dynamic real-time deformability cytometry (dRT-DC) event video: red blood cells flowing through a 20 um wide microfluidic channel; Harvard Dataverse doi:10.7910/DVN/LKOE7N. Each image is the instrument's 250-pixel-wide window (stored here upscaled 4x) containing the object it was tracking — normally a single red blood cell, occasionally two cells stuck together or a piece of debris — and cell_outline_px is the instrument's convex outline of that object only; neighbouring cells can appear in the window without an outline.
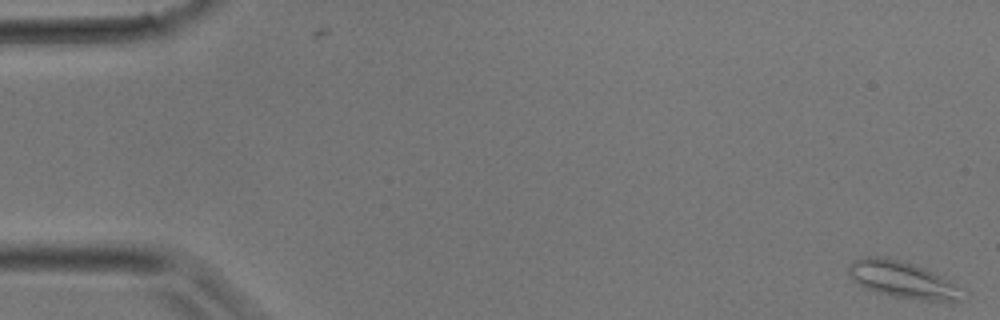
{"species": "common noctule bat (a hibernating species)", "species_latin": "Nyctalus noctula", "temperature_condition": "room temperature", "stored_images_in_passage": 36, "camera_frame_rate_fps": 3000, "um_per_image_px": 0.085, "animal": {"sex": "male", "body_mass_g": 17.9}, "frame": {"image": 1, "passage_image": 1, "time_ms": 0.0, "image_size_px": [1000, 320], "cell_outline_px": [[960, 300], [920, 300], [892, 296], [868, 288], [860, 284], [848, 272], [848, 264], [852, 260], [868, 256], [884, 256], [900, 260], [924, 268], [948, 280], [956, 288], [960, 296]], "centroid_in_image_um": [76.61, 23.73], "position_along_channel_um": 8.4, "area_um2": 23.29}}
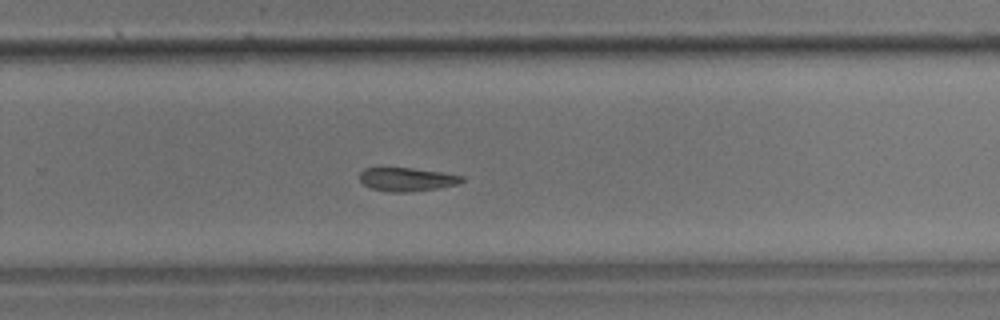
{"frame": {"image": 2, "passage_image": 24, "time_ms": 7.667, "image_size_px": [1000, 320], "cell_outline_px": [[464, 180], [456, 184], [436, 188], [408, 192], [392, 192], [372, 188], [364, 184], [360, 180], [360, 172], [364, 168], [412, 168], [444, 172], [464, 176]], "centroid_in_image_um": [34.6, 15.23], "position_along_channel_um": 295.2, "area_um2": 13.87}}
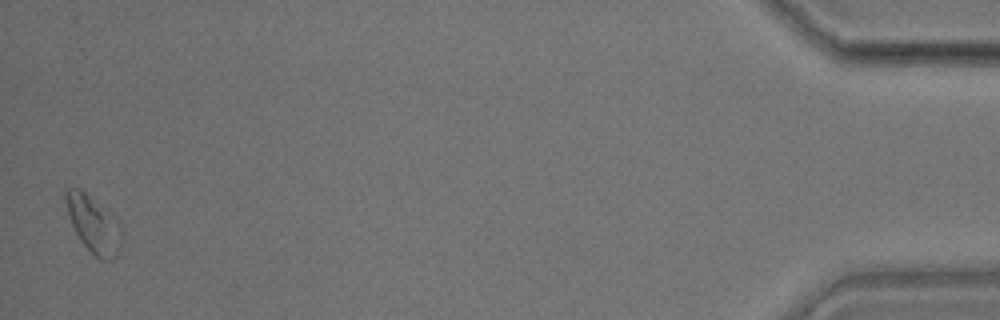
{"frame": {"image": 3, "passage_image": 36, "time_ms": 11.667, "image_size_px": [1000, 320], "cell_outline_px": [[120, 244], [116, 256], [112, 260], [100, 260], [80, 240], [72, 224], [68, 212], [64, 196], [64, 192], [68, 188], [80, 188], [88, 196], [120, 232]], "centroid_in_image_um": [7.84, 19.13], "position_along_channel_um": 427.4, "area_um2": 16.59}}